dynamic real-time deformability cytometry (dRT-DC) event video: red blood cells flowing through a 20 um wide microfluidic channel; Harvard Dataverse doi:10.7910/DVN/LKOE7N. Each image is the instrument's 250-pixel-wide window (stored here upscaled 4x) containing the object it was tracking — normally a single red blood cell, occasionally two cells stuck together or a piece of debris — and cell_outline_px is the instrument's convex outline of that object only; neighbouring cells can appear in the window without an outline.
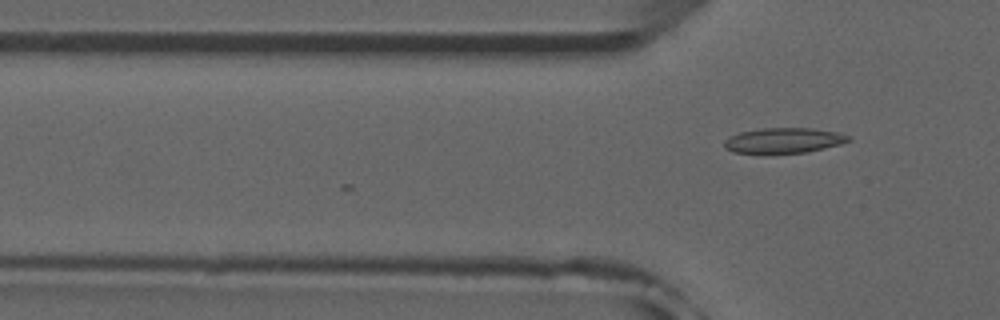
{"species": "common noctule bat (a hibernating species)", "species_latin": "Nyctalus noctula", "temperature_condition": "room temperature", "stored_images_in_passage": 4, "camera_frame_rate_fps": 3000, "um_per_image_px": 0.085, "animal": {"sex": "male", "forearm_length_mm": 52.5}, "frame": {"image": 1, "passage_image": 4, "time_ms": 1.0, "image_size_px": [1000, 320], "cell_outline_px": [[852, 140], [840, 144], [824, 148], [804, 152], [732, 152], [724, 148], [724, 140], [740, 132], [760, 128], [812, 128], [836, 132], [852, 136]], "centroid_in_image_um": [66.64, 11.92], "position_along_channel_um": 59.2, "area_um2": 17.98}}